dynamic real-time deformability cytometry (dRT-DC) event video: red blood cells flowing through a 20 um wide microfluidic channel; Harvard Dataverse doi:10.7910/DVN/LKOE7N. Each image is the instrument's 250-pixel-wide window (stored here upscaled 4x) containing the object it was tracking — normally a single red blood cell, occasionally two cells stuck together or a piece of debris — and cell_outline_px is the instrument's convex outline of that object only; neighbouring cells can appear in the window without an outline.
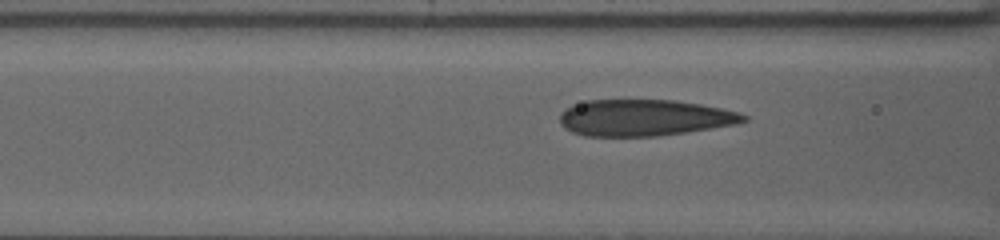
{"species": "human", "species_latin": "Homo sapiens", "temperature_condition": "warm", "stored_images_in_passage": 14, "camera_frame_rate_fps": 3000, "um_per_image_px": 0.085, "donor": {"sex": "female"}, "frame": {"image": 1, "passage_image": 6, "time_ms": 1.667, "image_size_px": [1000, 240], "cell_outline_px": [[748, 120], [736, 124], [684, 132], [656, 136], [584, 136], [572, 132], [564, 128], [560, 124], [560, 112], [564, 108], [572, 104], [588, 100], [676, 100], [700, 104], [740, 112], [748, 116]], "centroid_in_image_um": [54.72, 10.0], "position_along_channel_um": 111.9, "area_um2": 39.13}}
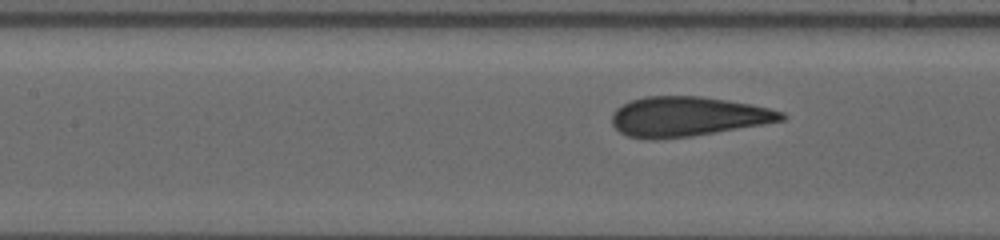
{"frame": {"image": 2, "passage_image": 10, "time_ms": 3.0, "image_size_px": [1000, 240], "cell_outline_px": [[788, 116], [784, 120], [716, 132], [692, 136], [656, 140], [648, 140], [628, 136], [620, 132], [612, 124], [612, 112], [616, 108], [632, 100], [644, 96], [700, 96], [728, 100], [752, 104], [784, 112]], "centroid_in_image_um": [58.43, 9.91], "position_along_channel_um": 149.0, "area_um2": 39.3}}